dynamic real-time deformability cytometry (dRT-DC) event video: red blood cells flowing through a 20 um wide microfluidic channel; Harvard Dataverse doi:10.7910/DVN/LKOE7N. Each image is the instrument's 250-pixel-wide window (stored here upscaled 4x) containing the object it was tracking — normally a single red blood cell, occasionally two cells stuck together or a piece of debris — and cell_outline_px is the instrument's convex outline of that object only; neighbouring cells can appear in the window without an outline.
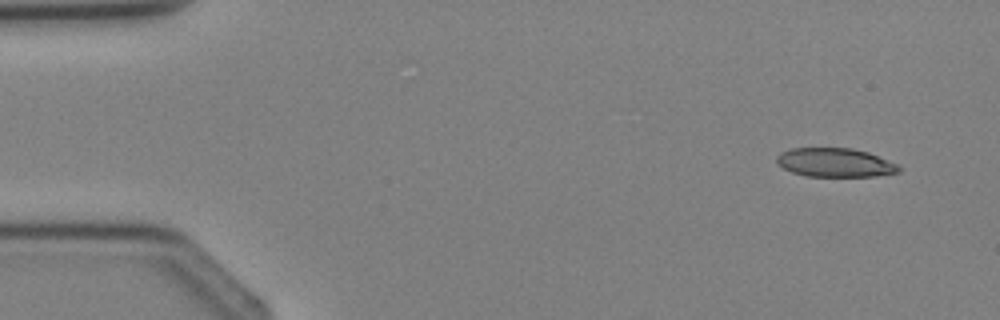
{"species": "Egyptian fruit bat (a non-hibernating species)", "species_latin": "Rousettus aegyptiacus", "temperature_condition": "cold", "stored_images_in_passage": 3, "camera_frame_rate_fps": 3000, "um_per_image_px": 0.085, "animal": {"sex": "female"}, "frame": {"image": 1, "passage_image": 1, "time_ms": 0.0, "image_size_px": [1000, 320], "cell_outline_px": [[900, 172], [876, 176], [804, 176], [792, 172], [776, 164], [776, 156], [780, 152], [792, 148], [852, 148], [868, 152], [896, 164], [900, 168]], "centroid_in_image_um": [70.93, 13.82], "position_along_channel_um": 14.1, "area_um2": 20.52}}